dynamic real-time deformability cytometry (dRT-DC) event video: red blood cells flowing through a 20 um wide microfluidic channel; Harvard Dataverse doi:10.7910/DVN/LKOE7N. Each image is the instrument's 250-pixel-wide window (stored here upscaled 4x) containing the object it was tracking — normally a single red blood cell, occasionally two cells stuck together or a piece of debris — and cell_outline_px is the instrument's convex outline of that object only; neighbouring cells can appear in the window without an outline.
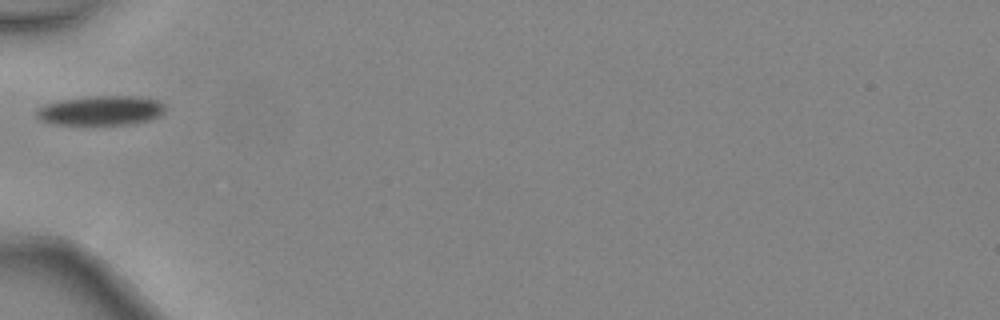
{"species": "common noctule bat (a hibernating species)", "species_latin": "Nyctalus noctula", "temperature_condition": "warm", "stored_images_in_passage": 2, "camera_frame_rate_fps": 3000, "um_per_image_px": 0.085, "animal": {"sex": "female", "body_mass_g": 24.6, "forearm_length_mm": 56.2}, "frame": {"image": 1, "passage_image": 2, "time_ms": 0.333, "image_size_px": [1000, 320], "cell_outline_px": [[164, 112], [160, 116], [148, 120], [128, 124], [52, 124], [40, 120], [36, 116], [36, 108], [44, 104], [60, 100], [92, 96], [132, 96], [156, 100], [164, 104]], "centroid_in_image_um": [8.53, 9.39], "position_along_channel_um": 76.5, "area_um2": 22.02}}